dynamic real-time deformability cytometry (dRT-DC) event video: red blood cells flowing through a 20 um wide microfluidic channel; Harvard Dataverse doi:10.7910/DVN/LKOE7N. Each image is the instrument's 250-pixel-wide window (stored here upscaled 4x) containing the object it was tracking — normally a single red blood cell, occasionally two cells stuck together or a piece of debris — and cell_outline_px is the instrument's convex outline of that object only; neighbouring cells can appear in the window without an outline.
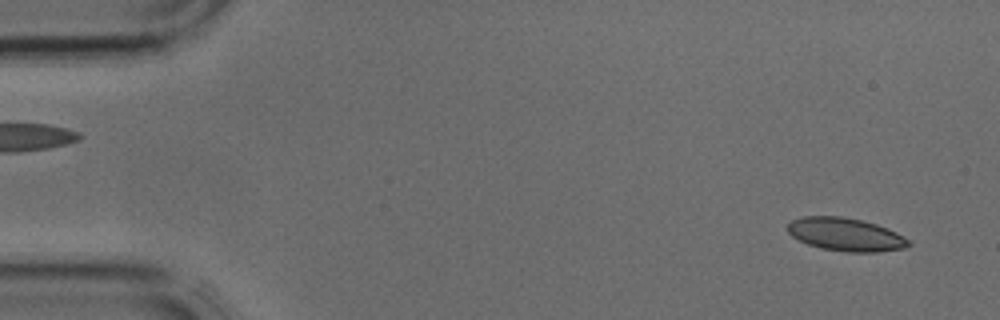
{"species": "common noctule bat (a hibernating species)", "species_latin": "Nyctalus noctula", "temperature_condition": "cold", "stored_images_in_passage": 4, "segment_of_instrument_passage": [2, 2], "camera_frame_rate_fps": 3000, "um_per_image_px": 0.085, "animal": {"sex": "male", "body_mass_g": 17.9, "forearm_length_mm": 54.2}, "frame": {"image": 1, "passage_image": 4, "time_ms": 1.0, "image_size_px": [1000, 320], "cell_outline_px": [[912, 244], [904, 248], [880, 252], [844, 252], [820, 248], [808, 244], [792, 236], [788, 232], [788, 224], [792, 220], [804, 216], [840, 216], [860, 220], [876, 224], [888, 228], [896, 232], [908, 240]], "centroid_in_image_um": [71.88, 19.94], "position_along_channel_um": 13.1, "area_um2": 23.29}}